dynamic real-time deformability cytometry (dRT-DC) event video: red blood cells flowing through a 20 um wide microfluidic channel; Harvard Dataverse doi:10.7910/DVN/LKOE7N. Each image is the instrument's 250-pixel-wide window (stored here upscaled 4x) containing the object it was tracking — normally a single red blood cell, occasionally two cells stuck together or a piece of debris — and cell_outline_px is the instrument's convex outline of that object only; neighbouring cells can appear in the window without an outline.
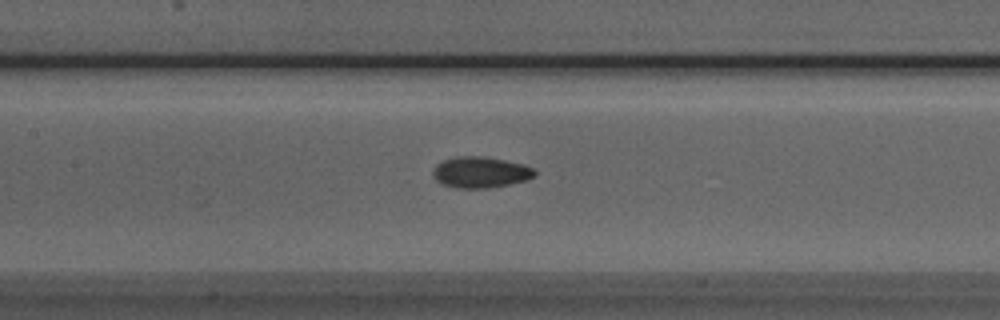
{"species": "Egyptian fruit bat (a non-hibernating species)", "species_latin": "Rousettus aegyptiacus", "temperature_condition": "room temperature", "stored_images_in_passage": 52, "camera_frame_rate_fps": 3000, "um_per_image_px": 0.085, "animal": {"sex": "male"}, "frame": {"image": 1, "passage_image": 24, "time_ms": 7.667, "image_size_px": [1000, 320], "cell_outline_px": [[536, 176], [528, 180], [488, 188], [456, 188], [444, 184], [436, 180], [432, 176], [432, 172], [436, 164], [444, 160], [456, 156], [484, 156], [524, 164], [532, 168], [536, 172]], "centroid_in_image_um": [40.84, 14.64], "position_along_channel_um": 166.6, "area_um2": 18.5}}
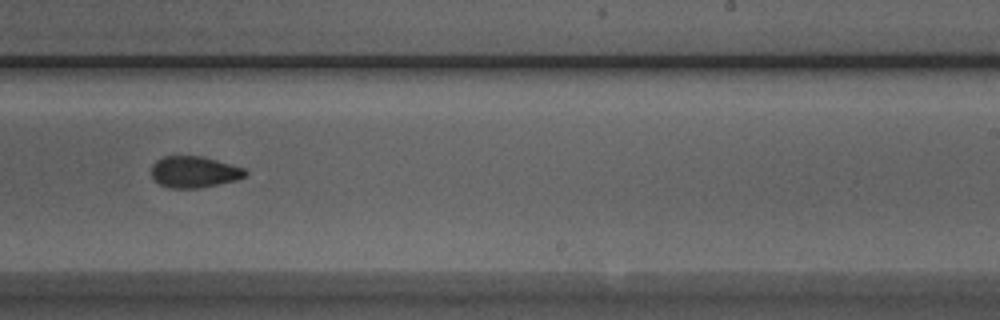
{"frame": {"image": 2, "passage_image": 32, "time_ms": 10.333, "image_size_px": [1000, 320], "cell_outline_px": [[248, 172], [244, 176], [236, 180], [200, 188], [168, 188], [152, 180], [152, 164], [156, 160], [164, 156], [200, 156], [216, 160], [244, 168]], "centroid_in_image_um": [16.47, 14.62], "position_along_channel_um": 272.5, "area_um2": 17.17}}
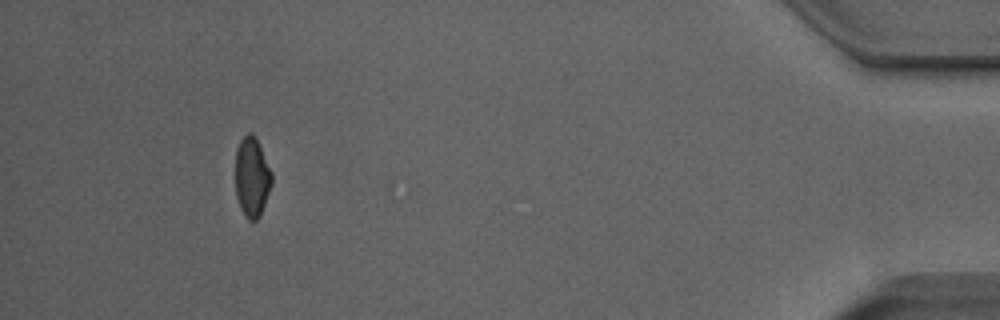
{"frame": {"image": 3, "passage_image": 48, "time_ms": 15.667, "image_size_px": [1000, 320], "cell_outline_px": [[272, 184], [260, 216], [256, 220], [248, 220], [244, 216], [236, 196], [236, 148], [240, 140], [248, 132], [252, 132], [272, 172]], "centroid_in_image_um": [21.41, 15.07], "position_along_channel_um": 413.8, "area_um2": 16.76}, "authors_computed_cell_mechanics": {"area_um2": 17.629, "velocity_mm_per_s": 3.9877, "shape_relaxation_time_tau1_ms": 8.0895, "shape_relaxation_time_tau2_ms": 4.6993, "deformation_change_tau1": 0.1408, "deformation_change_tau2": 0.0942}}